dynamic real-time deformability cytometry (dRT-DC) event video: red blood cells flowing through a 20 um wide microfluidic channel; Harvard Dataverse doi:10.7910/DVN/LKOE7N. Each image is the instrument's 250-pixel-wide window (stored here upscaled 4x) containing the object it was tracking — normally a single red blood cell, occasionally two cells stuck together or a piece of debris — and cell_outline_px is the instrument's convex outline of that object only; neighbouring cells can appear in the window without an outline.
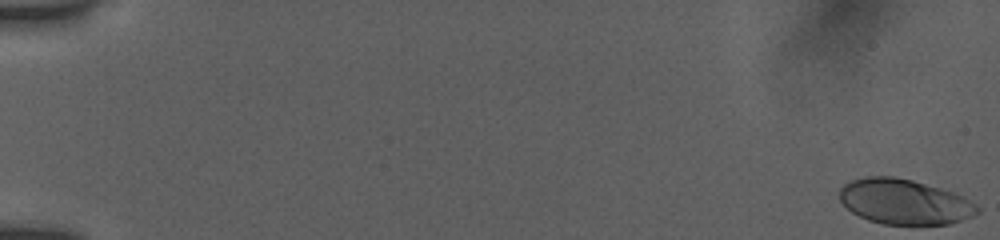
{"species": "human", "species_latin": "Homo sapiens", "temperature_condition": "room temperature", "stored_images_in_passage": 55, "camera_frame_rate_fps": 3000, "um_per_image_px": 0.085, "donor": {"sex": "female"}, "frame": {"image": 1, "passage_image": 1, "time_ms": 0.0, "image_size_px": [1000, 240], "cell_outline_px": [[980, 212], [972, 216], [948, 224], [884, 224], [868, 220], [852, 212], [840, 200], [840, 188], [844, 184], [852, 180], [864, 176], [892, 176], [912, 180], [940, 188], [964, 196], [976, 204], [980, 208]], "centroid_in_image_um": [76.88, 17.14], "position_along_channel_um": 8.1, "area_um2": 36.13}}
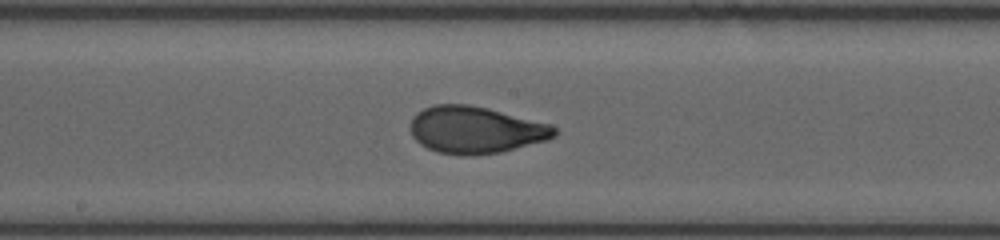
{"frame": {"image": 2, "passage_image": 31, "time_ms": 10.0, "image_size_px": [1000, 240], "cell_outline_px": [[556, 136], [548, 140], [500, 152], [436, 152], [420, 144], [412, 136], [412, 116], [416, 112], [432, 104], [468, 104], [488, 108], [548, 124], [556, 128]], "centroid_in_image_um": [40.41, 10.99], "position_along_channel_um": 207.8, "area_um2": 38.38}}
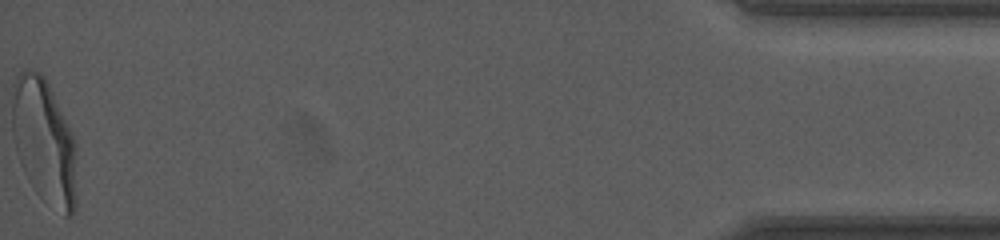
{"frame": {"image": 3, "passage_image": 55, "time_ms": 18.0, "image_size_px": [1000, 240], "cell_outline_px": [[76, 208], [72, 216], [64, 216], [24, 172], [20, 164], [12, 136], [12, 84], [16, 76], [24, 68], [32, 68], [40, 72], [44, 76], [72, 132], [76, 144]], "centroid_in_image_um": [3.75, 11.91], "position_along_channel_um": 431.4, "area_um2": 46.59}, "authors_computed_cell_mechanics": {"area_um2": 38.726, "velocity_mm_per_s": 3.874, "shape_relaxation_time_tau1_ms": 4.5891, "shape_relaxation_time_tau2_ms": null, "deformation_change_tau1": 0.1953, "deformation_change_tau2": null}}